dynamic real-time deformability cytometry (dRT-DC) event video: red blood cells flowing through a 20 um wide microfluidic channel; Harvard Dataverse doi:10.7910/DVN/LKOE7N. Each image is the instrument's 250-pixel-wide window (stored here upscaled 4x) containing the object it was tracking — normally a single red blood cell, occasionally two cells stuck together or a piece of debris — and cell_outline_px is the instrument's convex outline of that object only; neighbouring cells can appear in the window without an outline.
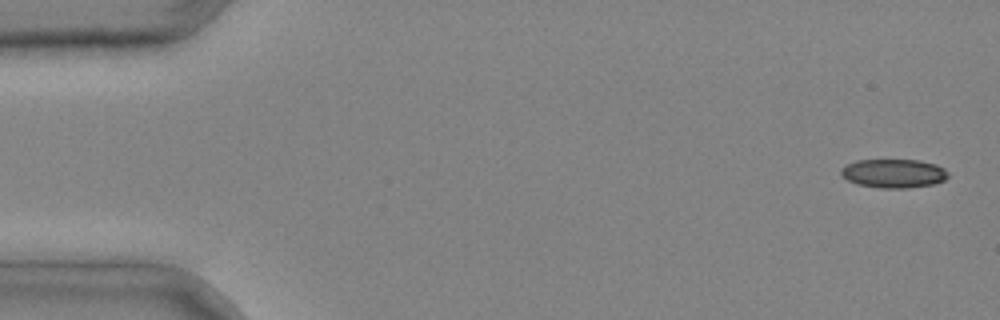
{"species": "common noctule bat (a hibernating species)", "species_latin": "Nyctalus noctula", "temperature_condition": "cold", "stored_images_in_passage": 3, "camera_frame_rate_fps": 3000, "um_per_image_px": 0.085, "animal": {"sex": "male", "body_mass_g": 20.4}, "frame": {"image": 1, "passage_image": 1, "time_ms": 0.0, "image_size_px": [1000, 320], "cell_outline_px": [[948, 176], [944, 180], [932, 184], [908, 188], [880, 188], [856, 184], [848, 180], [840, 172], [840, 168], [856, 160], [920, 160], [936, 164], [944, 168], [948, 172]], "centroid_in_image_um": [75.96, 14.73], "position_along_channel_um": 9.0, "area_um2": 17.98}}